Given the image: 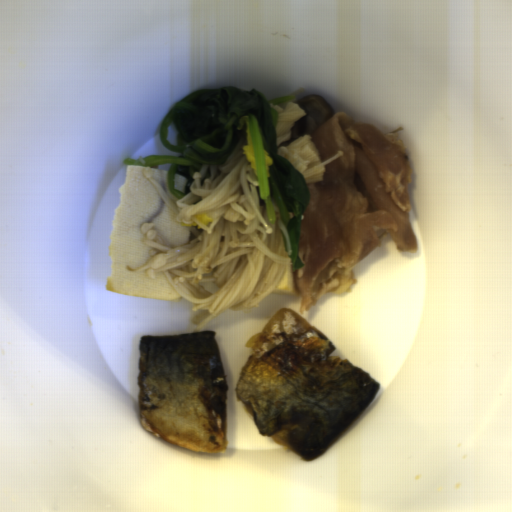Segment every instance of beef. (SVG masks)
<instances>
[{
	"label": "beef",
	"instance_id": "33117281",
	"mask_svg": "<svg viewBox=\"0 0 512 512\" xmlns=\"http://www.w3.org/2000/svg\"><path fill=\"white\" fill-rule=\"evenodd\" d=\"M323 182L307 183L310 194L300 218L298 256L304 267L293 270L300 312L319 300L346 295L352 273L387 231L399 251L420 248L411 226L410 178L406 156L379 128L339 112L311 133Z\"/></svg>",
	"mask_w": 512,
	"mask_h": 512
}]
</instances>
